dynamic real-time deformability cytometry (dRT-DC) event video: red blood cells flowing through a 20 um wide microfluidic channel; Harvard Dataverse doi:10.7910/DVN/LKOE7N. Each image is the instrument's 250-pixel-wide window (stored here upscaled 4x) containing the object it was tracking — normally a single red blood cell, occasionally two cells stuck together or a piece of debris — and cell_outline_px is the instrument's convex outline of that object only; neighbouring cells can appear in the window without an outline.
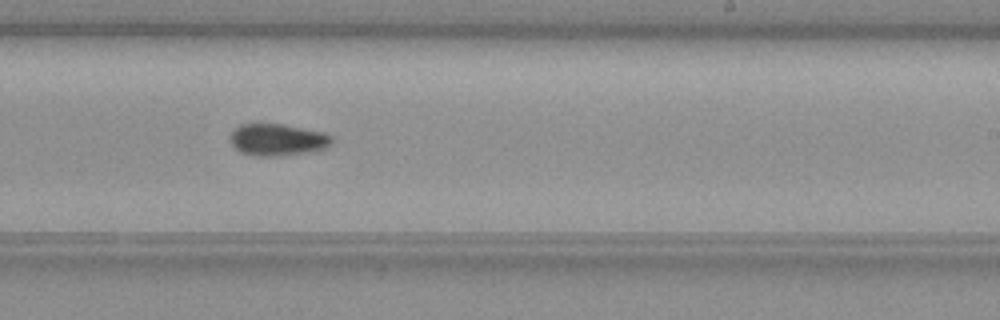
{"species": "common noctule bat (a hibernating species)", "species_latin": "Nyctalus noctula", "temperature_condition": "warm", "stored_images_in_passage": 31, "camera_frame_rate_fps": 3000, "um_per_image_px": 0.085, "animal": {"sex": "female", "body_mass_g": 19.3, "forearm_length_mm": 54.1}, "frame": {"image": 1, "passage_image": 20, "time_ms": 6.333, "image_size_px": [1000, 320], "cell_outline_px": [[332, 144], [324, 148], [308, 152], [284, 156], [252, 156], [240, 152], [232, 144], [232, 128], [240, 124], [252, 120], [284, 124], [324, 132], [332, 136]], "centroid_in_image_um": [23.55, 11.83], "position_along_channel_um": 265.5, "area_um2": 19.65}}